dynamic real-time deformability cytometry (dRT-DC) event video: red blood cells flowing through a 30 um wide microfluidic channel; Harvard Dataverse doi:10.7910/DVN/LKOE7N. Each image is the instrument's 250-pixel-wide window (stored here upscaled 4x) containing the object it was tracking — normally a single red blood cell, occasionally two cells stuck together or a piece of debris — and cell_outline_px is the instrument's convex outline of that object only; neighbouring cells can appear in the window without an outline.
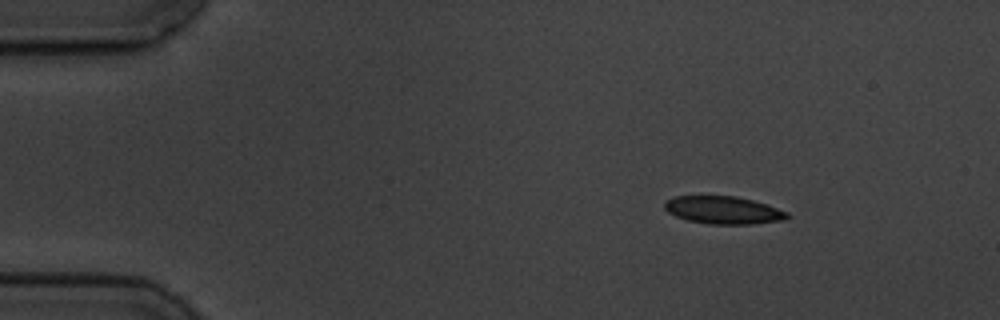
{"species": "common noctule bat (a hibernating species)", "species_latin": "Nyctalus noctula", "temperature_condition": "cold", "stored_images_in_passage": 4, "camera_frame_rate_fps": 3000, "um_per_image_px": 0.085, "animal": {"sex": "male", "body_mass_g": 19.5, "forearm_length_mm": 54.6}, "frame": {"image": 1, "passage_image": 1, "time_ms": 0.0, "image_size_px": [1000, 320], "cell_outline_px": [[792, 216], [784, 220], [752, 224], [708, 224], [688, 220], [676, 216], [668, 212], [664, 208], [664, 204], [668, 200], [676, 196], [736, 196], [752, 200], [788, 212]], "centroid_in_image_um": [61.5, 17.87], "position_along_channel_um": 23.5, "area_um2": 19.65}}
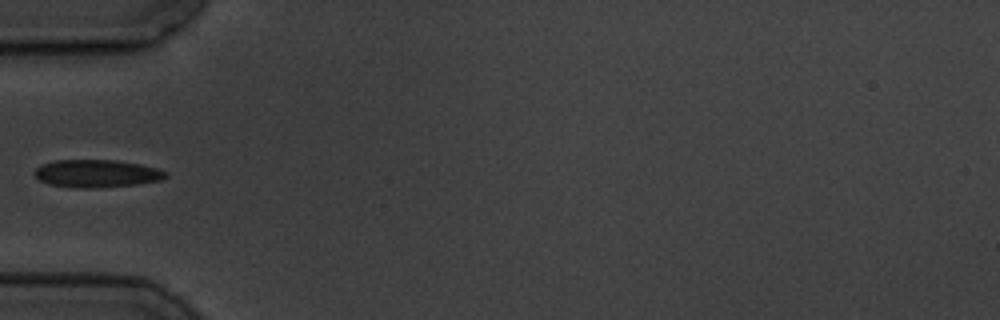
{"frame": {"image": 2, "passage_image": 4, "time_ms": 3.667, "image_size_px": [1000, 320], "cell_outline_px": [[168, 176], [160, 180], [136, 184], [96, 188], [76, 188], [48, 184], [40, 180], [32, 172], [40, 164], [56, 160], [116, 160], [140, 164], [156, 168], [168, 172]], "centroid_in_image_um": [8.19, 14.75], "position_along_channel_um": 76.8, "area_um2": 21.27}}